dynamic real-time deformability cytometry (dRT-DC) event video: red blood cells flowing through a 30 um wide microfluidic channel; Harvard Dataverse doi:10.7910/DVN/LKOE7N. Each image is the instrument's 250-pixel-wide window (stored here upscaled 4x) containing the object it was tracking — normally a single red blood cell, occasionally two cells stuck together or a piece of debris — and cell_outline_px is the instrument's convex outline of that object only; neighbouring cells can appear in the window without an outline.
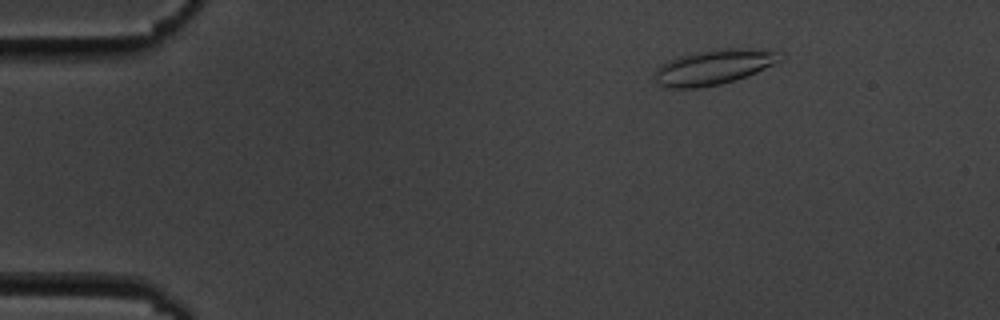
{"species": "common noctule bat (a hibernating species)", "species_latin": "Nyctalus noctula", "temperature_condition": "cold", "stored_images_in_passage": 5, "camera_frame_rate_fps": 3000, "um_per_image_px": 0.085, "animal": {"sex": "male", "body_mass_g": 19.5, "forearm_length_mm": 54.6}, "frame": {"image": 1, "passage_image": 3, "time_ms": 2.333, "image_size_px": [1000, 320], "cell_outline_px": [[780, 60], [756, 72], [736, 80], [720, 84], [696, 88], [672, 88], [660, 84], [656, 80], [656, 68], [660, 64], [668, 60], [680, 56], [700, 52], [728, 48], [776, 48], [780, 52]], "centroid_in_image_um": [60.72, 5.68], "position_along_channel_um": 24.3, "area_um2": 25.37}}